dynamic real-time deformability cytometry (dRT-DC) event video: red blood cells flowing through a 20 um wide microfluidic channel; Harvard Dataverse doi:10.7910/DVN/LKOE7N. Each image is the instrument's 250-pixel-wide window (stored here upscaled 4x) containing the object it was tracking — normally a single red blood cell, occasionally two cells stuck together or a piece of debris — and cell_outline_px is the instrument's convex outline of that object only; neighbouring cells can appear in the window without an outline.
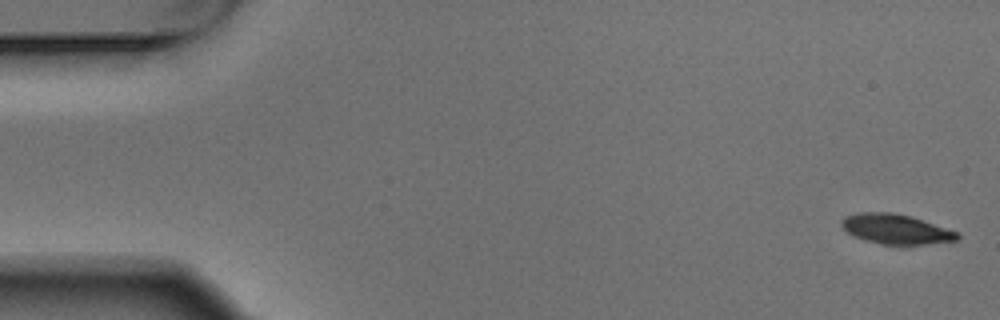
{"species": "Egyptian fruit bat (a non-hibernating species)", "species_latin": "Rousettus aegyptiacus", "temperature_condition": "warm", "stored_images_in_passage": 5, "camera_frame_rate_fps": 3000, "um_per_image_px": 0.085, "animal": {"sex": "male"}, "frame": {"image": 1, "passage_image": 1, "time_ms": 0.0, "image_size_px": [1000, 320], "cell_outline_px": [[960, 236], [956, 240], [924, 244], [880, 244], [864, 240], [848, 232], [840, 224], [840, 220], [844, 216], [860, 212], [892, 212], [912, 216], [960, 232]], "centroid_in_image_um": [76.16, 19.45], "position_along_channel_um": 8.8, "area_um2": 20.17}}
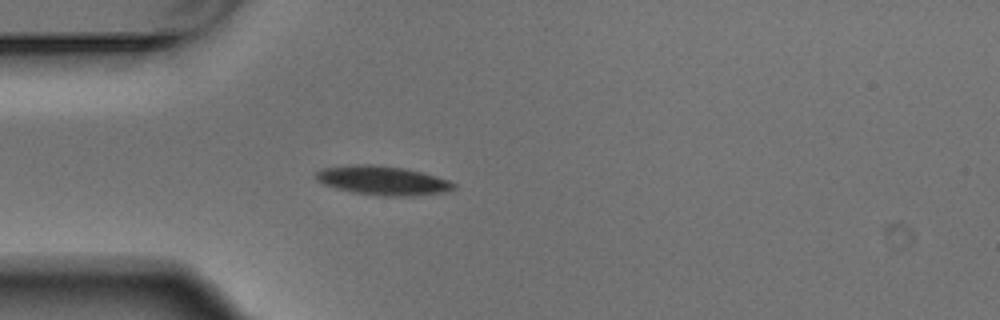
{"frame": {"image": 2, "passage_image": 5, "time_ms": 1.333, "image_size_px": [1000, 320], "cell_outline_px": [[456, 188], [440, 192], [412, 196], [380, 196], [352, 192], [336, 188], [324, 184], [316, 180], [316, 172], [320, 168], [352, 164], [372, 164], [408, 168], [448, 180], [456, 184]], "centroid_in_image_um": [32.49, 15.33], "position_along_channel_um": 52.5, "area_um2": 23.41}}